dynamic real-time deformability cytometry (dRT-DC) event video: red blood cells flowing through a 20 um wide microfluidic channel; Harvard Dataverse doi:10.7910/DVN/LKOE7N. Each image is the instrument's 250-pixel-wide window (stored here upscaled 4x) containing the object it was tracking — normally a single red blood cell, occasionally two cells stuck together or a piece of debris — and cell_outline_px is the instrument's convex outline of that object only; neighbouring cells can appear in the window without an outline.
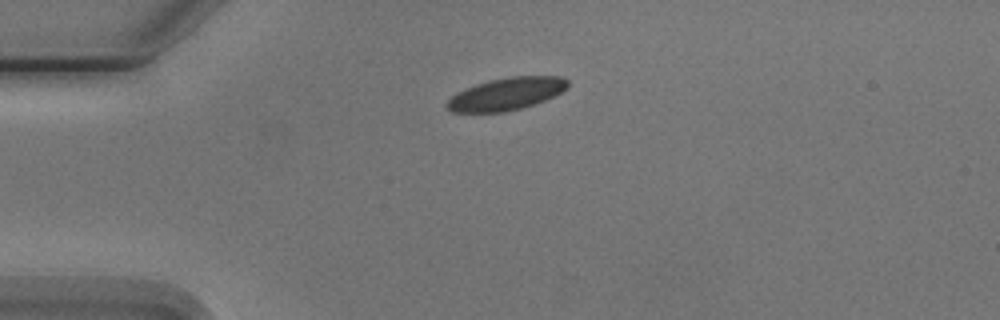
{"species": "Egyptian fruit bat (a non-hibernating species)", "species_latin": "Rousettus aegyptiacus", "temperature_condition": "cold", "stored_images_in_passage": 1, "camera_frame_rate_fps": 3000, "um_per_image_px": 0.085, "animal": {"sex": "male"}, "frame": {"image": 1, "passage_image": 1, "time_ms": 0.0, "image_size_px": [1000, 320], "cell_outline_px": [[568, 88], [544, 100], [520, 108], [504, 112], [452, 112], [444, 104], [456, 92], [464, 88], [488, 80], [508, 76], [560, 76], [568, 80]], "centroid_in_image_um": [43.01, 7.97], "position_along_channel_um": 42.0, "area_um2": 22.77}}